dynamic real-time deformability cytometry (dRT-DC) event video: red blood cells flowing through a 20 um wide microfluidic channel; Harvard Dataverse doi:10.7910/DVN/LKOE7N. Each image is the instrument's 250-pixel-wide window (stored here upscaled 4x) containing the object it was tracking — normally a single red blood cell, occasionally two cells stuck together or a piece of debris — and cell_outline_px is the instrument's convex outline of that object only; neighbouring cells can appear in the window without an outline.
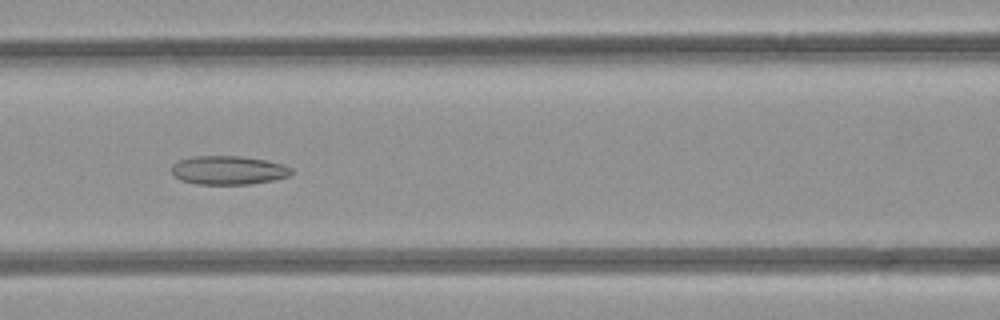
{"species": "common noctule bat (a hibernating species)", "species_latin": "Nyctalus noctula", "temperature_condition": "room temperature", "stored_images_in_passage": 48, "camera_frame_rate_fps": 3000, "um_per_image_px": 0.085, "animal": {"sex": "female", "body_mass_g": 21.9}, "frame": {"image": 1, "passage_image": 21, "time_ms": 6.667, "image_size_px": [1000, 320], "cell_outline_px": [[292, 172], [288, 176], [272, 180], [248, 184], [196, 184], [180, 180], [172, 172], [172, 164], [180, 160], [192, 156], [240, 156], [264, 160], [280, 164], [292, 168]], "centroid_in_image_um": [19.37, 14.47], "position_along_channel_um": 147.2, "area_um2": 19.83}}
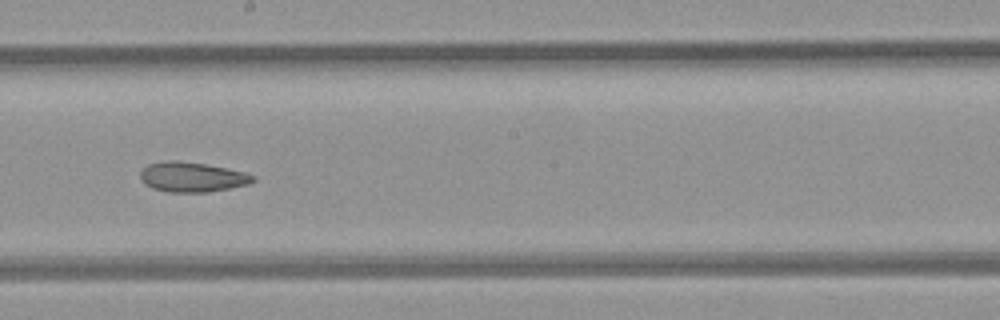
{"frame": {"image": 2, "passage_image": 27, "time_ms": 8.667, "image_size_px": [1000, 320], "cell_outline_px": [[256, 180], [248, 184], [208, 192], [168, 192], [152, 188], [140, 180], [140, 172], [148, 164], [168, 160], [176, 160], [204, 164], [244, 172], [256, 176]], "centroid_in_image_um": [16.31, 15.05], "position_along_channel_um": 231.9, "area_um2": 19.48}}
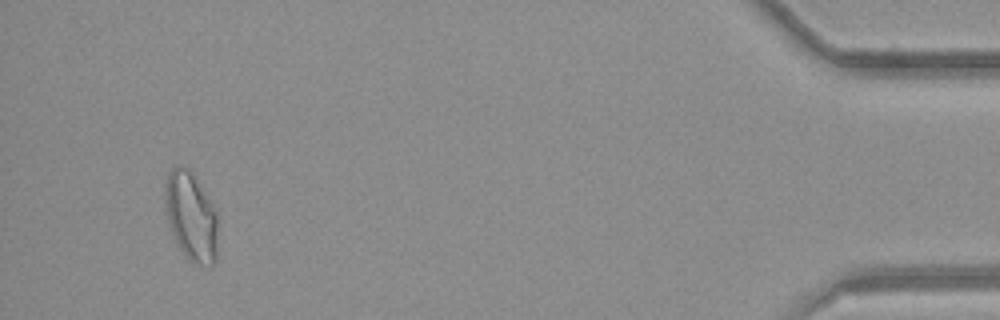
{"frame": {"image": 3, "passage_image": 46, "time_ms": 15.0, "image_size_px": [1000, 320], "cell_outline_px": [[216, 264], [208, 268], [196, 264], [188, 260], [176, 244], [168, 224], [164, 184], [168, 172], [176, 164], [180, 164], [188, 168], [212, 204], [216, 212]], "centroid_in_image_um": [16.22, 18.44], "position_along_channel_um": 419.0, "area_um2": 27.4}, "authors_computed_cell_mechanics": {"area_um2": 22.5998, "velocity_mm_per_s": 4.2381, "shape_relaxation_time_tau1_ms": null, "shape_relaxation_time_tau2_ms": 3.8672, "deformation_change_tau1": null, "deformation_change_tau2": 0.1048}}